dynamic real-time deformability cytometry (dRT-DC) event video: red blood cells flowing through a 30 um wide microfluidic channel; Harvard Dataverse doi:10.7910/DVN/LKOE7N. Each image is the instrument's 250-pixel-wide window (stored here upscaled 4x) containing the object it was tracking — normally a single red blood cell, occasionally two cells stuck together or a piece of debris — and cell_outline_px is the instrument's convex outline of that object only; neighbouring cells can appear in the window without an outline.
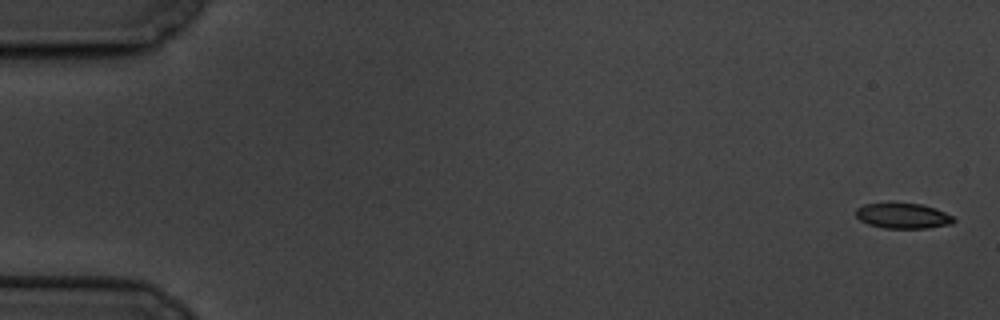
{"species": "common noctule bat (a hibernating species)", "species_latin": "Nyctalus noctula", "temperature_condition": "cold", "stored_images_in_passage": 6, "camera_frame_rate_fps": 3000, "um_per_image_px": 0.085, "animal": {"sex": "male", "body_mass_g": 19.5, "forearm_length_mm": 54.6}, "frame": {"image": 1, "passage_image": 1, "time_ms": 0.0, "image_size_px": [1000, 320], "cell_outline_px": [[956, 220], [952, 224], [928, 228], [884, 228], [868, 224], [860, 220], [856, 216], [856, 208], [864, 204], [892, 200], [920, 204], [936, 208], [956, 216]], "centroid_in_image_um": [76.76, 18.3], "position_along_channel_um": 8.2, "area_um2": 15.26}}
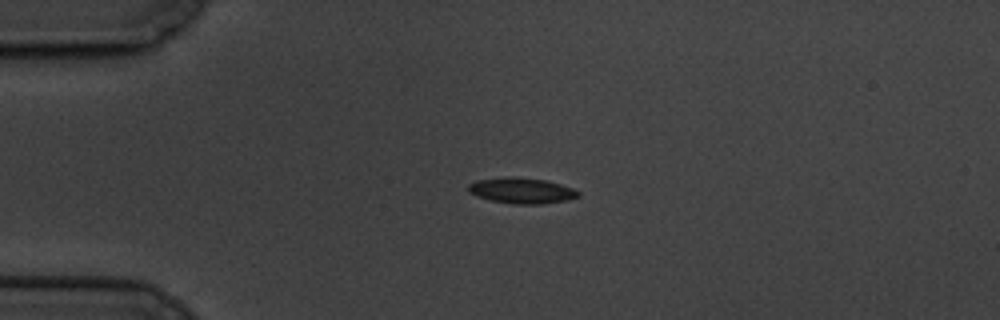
{"frame": {"image": 2, "passage_image": 4, "time_ms": 4.333, "image_size_px": [1000, 320], "cell_outline_px": [[580, 196], [568, 200], [540, 204], [512, 204], [492, 200], [476, 196], [468, 192], [468, 184], [476, 180], [512, 176], [544, 180], [560, 184], [572, 188], [580, 192]], "centroid_in_image_um": [44.33, 16.2], "position_along_channel_um": 40.7, "area_um2": 16.47}}
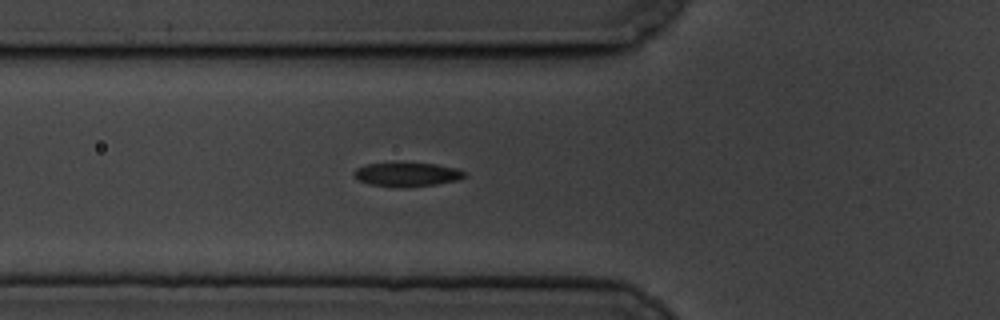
{"frame": {"image": 3, "passage_image": 6, "time_ms": 6.667, "image_size_px": [1000, 320], "cell_outline_px": [[464, 176], [460, 180], [436, 184], [368, 184], [360, 180], [352, 172], [356, 168], [364, 164], [436, 164], [456, 168], [464, 172]], "centroid_in_image_um": [34.62, 14.79], "position_along_channel_um": 91.2, "area_um2": 14.16}}